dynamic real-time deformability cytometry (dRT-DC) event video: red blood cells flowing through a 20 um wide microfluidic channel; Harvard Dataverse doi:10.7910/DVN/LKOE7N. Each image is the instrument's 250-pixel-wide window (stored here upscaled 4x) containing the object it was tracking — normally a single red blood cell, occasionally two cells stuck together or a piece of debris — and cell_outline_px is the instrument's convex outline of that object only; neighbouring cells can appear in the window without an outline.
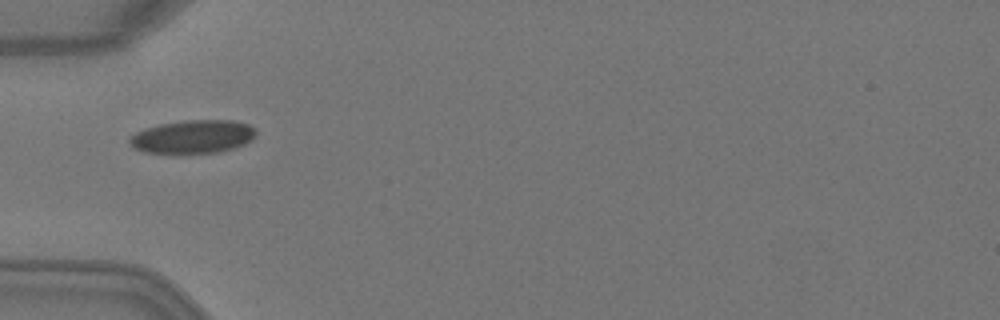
{"species": "Egyptian fruit bat (a non-hibernating species)", "species_latin": "Rousettus aegyptiacus", "temperature_condition": "warm", "stored_images_in_passage": 5, "camera_frame_rate_fps": 3000, "um_per_image_px": 0.085, "animal": {"sex": "female"}, "frame": {"image": 1, "passage_image": 5, "time_ms": 1.333, "image_size_px": [1000, 320], "cell_outline_px": [[256, 136], [252, 140], [244, 144], [232, 148], [216, 152], [144, 152], [132, 148], [128, 144], [128, 140], [136, 132], [160, 124], [184, 120], [232, 120], [248, 124], [256, 128]], "centroid_in_image_um": [16.41, 11.6], "position_along_channel_um": 68.6, "area_um2": 24.28}}